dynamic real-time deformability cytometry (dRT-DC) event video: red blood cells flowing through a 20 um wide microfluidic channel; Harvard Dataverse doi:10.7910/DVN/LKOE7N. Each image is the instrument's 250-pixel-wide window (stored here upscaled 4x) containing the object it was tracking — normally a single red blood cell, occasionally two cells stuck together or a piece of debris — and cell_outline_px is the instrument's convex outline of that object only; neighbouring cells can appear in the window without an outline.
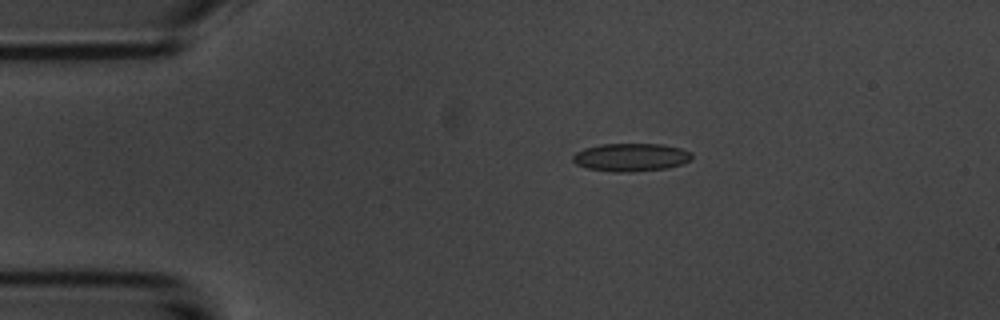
{"species": "common noctule bat (a hibernating species)", "species_latin": "Nyctalus noctula", "temperature_condition": "room temperature", "stored_images_in_passage": 4, "camera_frame_rate_fps": 3000, "um_per_image_px": 0.085, "animal": {"sex": "male", "body_mass_g": 20.1, "forearm_length_mm": 53.5}, "frame": {"image": 1, "passage_image": 3, "time_ms": 2.333, "image_size_px": [1000, 320], "cell_outline_px": [[692, 160], [668, 168], [632, 172], [612, 172], [588, 168], [576, 164], [572, 160], [572, 156], [576, 152], [584, 148], [600, 144], [664, 144], [680, 148], [692, 152]], "centroid_in_image_um": [53.63, 13.37], "position_along_channel_um": 31.4, "area_um2": 19.59}}